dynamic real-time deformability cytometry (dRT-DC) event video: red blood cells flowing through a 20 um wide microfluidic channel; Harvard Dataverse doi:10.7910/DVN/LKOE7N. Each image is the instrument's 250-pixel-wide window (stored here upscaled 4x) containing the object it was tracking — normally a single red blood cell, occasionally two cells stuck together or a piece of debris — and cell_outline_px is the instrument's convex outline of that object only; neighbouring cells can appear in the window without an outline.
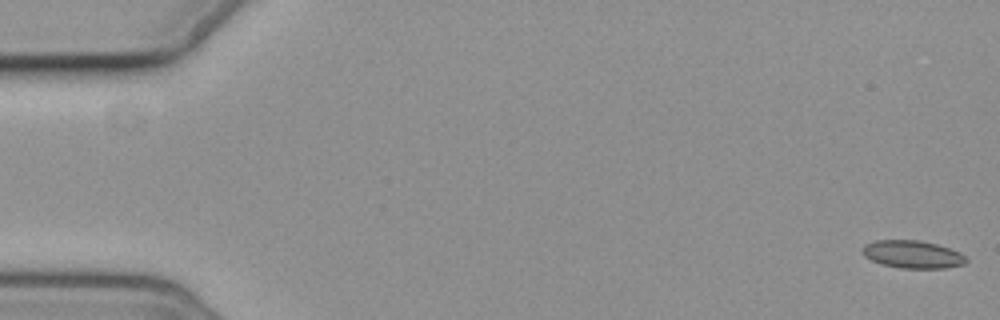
{"species": "common noctule bat (a hibernating species)", "species_latin": "Nyctalus noctula", "temperature_condition": "cold", "stored_images_in_passage": 5, "camera_frame_rate_fps": 3000, "um_per_image_px": 0.085, "animal": {"sex": "female", "body_mass_g": 19.3, "forearm_length_mm": 54.1}, "frame": {"image": 1, "passage_image": 1, "time_ms": 0.0, "image_size_px": [1000, 320], "cell_outline_px": [[968, 260], [964, 264], [944, 268], [900, 268], [884, 264], [872, 260], [864, 256], [860, 252], [860, 248], [864, 244], [876, 240], [916, 240], [936, 244], [960, 252]], "centroid_in_image_um": [77.52, 21.61], "position_along_channel_um": 7.5, "area_um2": 16.7}}
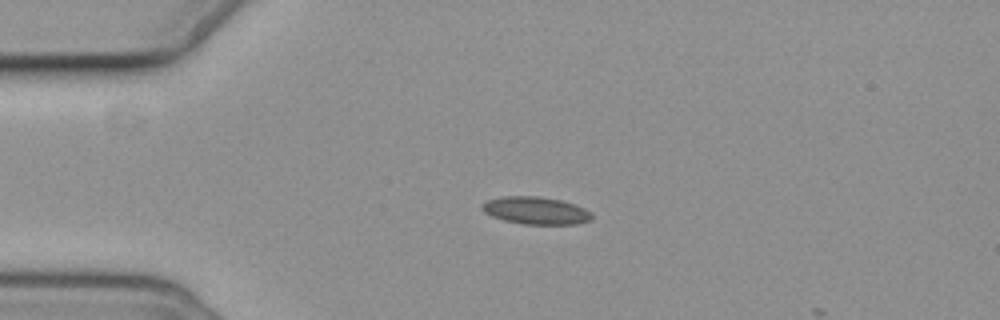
{"frame": {"image": 2, "passage_image": 4, "time_ms": 4.333, "image_size_px": [1000, 320], "cell_outline_px": [[592, 220], [576, 224], [524, 224], [504, 220], [492, 216], [484, 212], [480, 208], [488, 200], [504, 196], [536, 196], [560, 200], [584, 208], [592, 216]], "centroid_in_image_um": [45.53, 17.9], "position_along_channel_um": 39.5, "area_um2": 17.28}}